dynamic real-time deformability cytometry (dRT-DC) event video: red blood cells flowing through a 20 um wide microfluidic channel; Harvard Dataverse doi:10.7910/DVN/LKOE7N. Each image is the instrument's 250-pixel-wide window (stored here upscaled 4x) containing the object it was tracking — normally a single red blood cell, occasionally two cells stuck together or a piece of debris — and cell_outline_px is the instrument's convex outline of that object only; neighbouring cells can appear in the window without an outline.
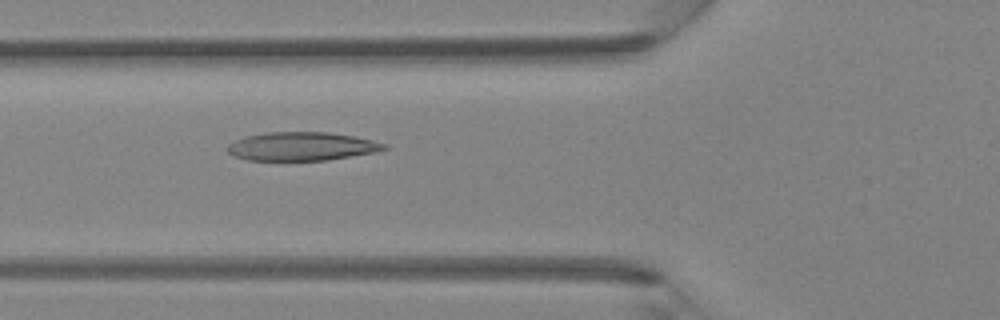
{"species": "Egyptian fruit bat (a non-hibernating species)", "species_latin": "Rousettus aegyptiacus", "temperature_condition": "room temperature", "stored_images_in_passage": 43, "camera_frame_rate_fps": 3000, "um_per_image_px": 0.085, "animal": {"sex": "female"}, "frame": {"image": 1, "passage_image": 16, "time_ms": 5.0, "image_size_px": [1000, 320], "cell_outline_px": [[388, 148], [376, 152], [328, 160], [248, 160], [236, 156], [228, 152], [228, 144], [244, 136], [264, 132], [328, 132], [356, 136], [388, 144]], "centroid_in_image_um": [25.68, 12.43], "position_along_channel_um": 100.1, "area_um2": 26.13}}
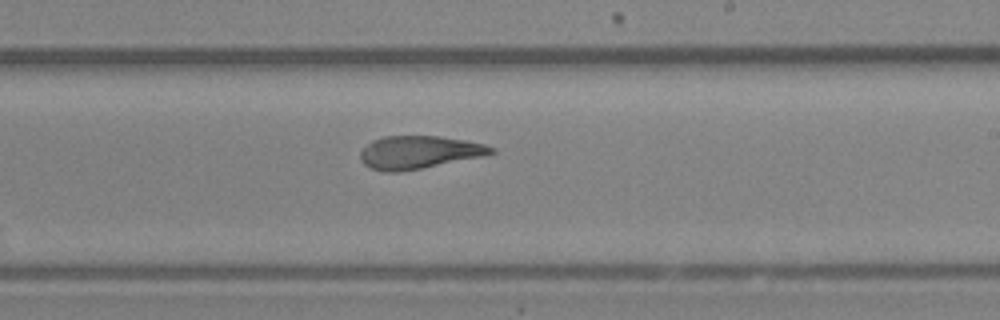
{"frame": {"image": 2, "passage_image": 26, "time_ms": 8.333, "image_size_px": [1000, 320], "cell_outline_px": [[496, 152], [484, 156], [400, 172], [384, 172], [372, 168], [364, 164], [360, 160], [360, 152], [372, 140], [384, 136], [440, 136], [464, 140], [484, 144], [496, 148]], "centroid_in_image_um": [35.62, 12.94], "position_along_channel_um": 253.4, "area_um2": 25.03}}
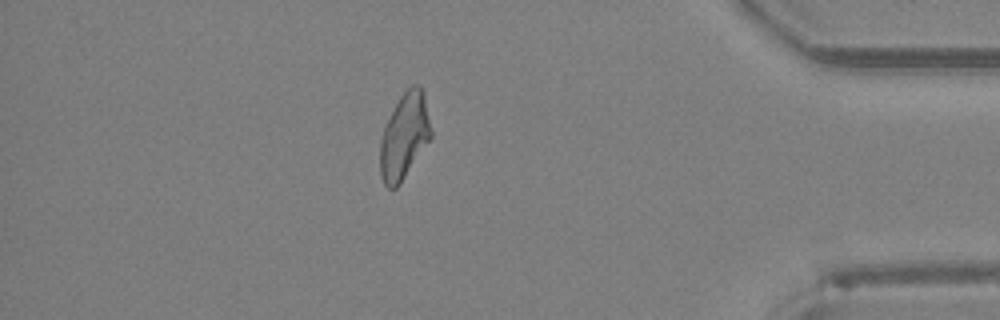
{"frame": {"image": 3, "passage_image": 38, "time_ms": 12.333, "image_size_px": [1000, 320], "cell_outline_px": [[432, 136], [400, 184], [396, 188], [388, 188], [384, 184], [380, 176], [380, 140], [384, 128], [400, 96], [412, 84], [416, 84], [424, 92], [432, 132]], "centroid_in_image_um": [34.37, 11.59], "position_along_channel_um": 400.8, "area_um2": 25.2}}